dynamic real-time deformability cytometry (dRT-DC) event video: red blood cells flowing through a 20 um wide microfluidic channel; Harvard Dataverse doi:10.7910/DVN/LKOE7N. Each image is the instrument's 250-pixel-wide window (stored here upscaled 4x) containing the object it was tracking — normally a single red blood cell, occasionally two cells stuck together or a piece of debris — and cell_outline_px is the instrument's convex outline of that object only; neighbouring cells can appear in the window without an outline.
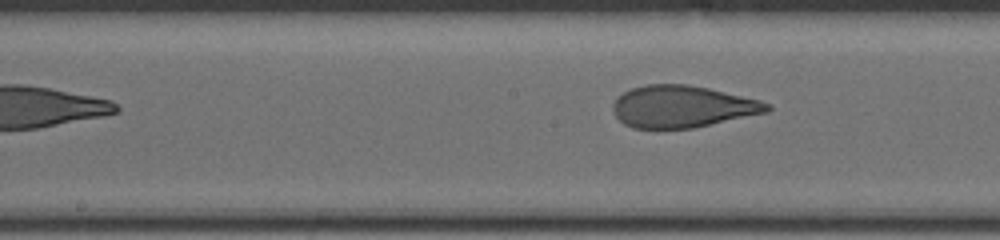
{"species": "human", "species_latin": "Homo sapiens", "temperature_condition": "cold", "stored_images_in_passage": 30, "segment_of_instrument_passage": [2, 2], "camera_frame_rate_fps": 3000, "um_per_image_px": 0.085, "donor": {"sex": "male"}, "frame": {"image": 1, "passage_image": 30, "time_ms": 8.333, "image_size_px": [1000, 240], "cell_outline_px": [[772, 108], [768, 112], [692, 128], [632, 128], [624, 124], [616, 116], [612, 108], [612, 104], [624, 92], [632, 88], [648, 84], [688, 84], [708, 88], [760, 100], [768, 104]], "centroid_in_image_um": [57.99, 9.06], "position_along_channel_um": 190.2, "area_um2": 37.4}}